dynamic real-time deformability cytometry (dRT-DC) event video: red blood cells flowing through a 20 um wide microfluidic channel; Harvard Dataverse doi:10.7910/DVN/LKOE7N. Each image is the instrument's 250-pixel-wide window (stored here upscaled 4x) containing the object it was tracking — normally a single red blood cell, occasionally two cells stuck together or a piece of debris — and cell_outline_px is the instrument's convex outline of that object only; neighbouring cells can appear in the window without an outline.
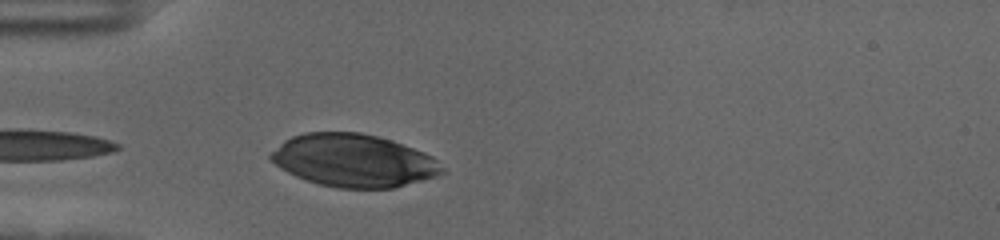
{"species": "human", "species_latin": "Homo sapiens", "temperature_condition": "cold", "stored_images_in_passage": 39, "segment_of_instrument_passage": [1, 2], "camera_frame_rate_fps": 3000, "um_per_image_px": 0.085, "donor": {"sex": "female"}, "frame": {"image": 1, "passage_image": 2, "time_ms": 0.333, "image_size_px": [1000, 240], "cell_outline_px": [[444, 172], [436, 176], [392, 188], [336, 188], [320, 184], [296, 176], [280, 168], [268, 156], [284, 140], [292, 136], [304, 132], [360, 132], [392, 140], [424, 152], [432, 156], [444, 168]], "centroid_in_image_um": [30.06, 13.64], "position_along_channel_um": 54.9, "area_um2": 52.37}}